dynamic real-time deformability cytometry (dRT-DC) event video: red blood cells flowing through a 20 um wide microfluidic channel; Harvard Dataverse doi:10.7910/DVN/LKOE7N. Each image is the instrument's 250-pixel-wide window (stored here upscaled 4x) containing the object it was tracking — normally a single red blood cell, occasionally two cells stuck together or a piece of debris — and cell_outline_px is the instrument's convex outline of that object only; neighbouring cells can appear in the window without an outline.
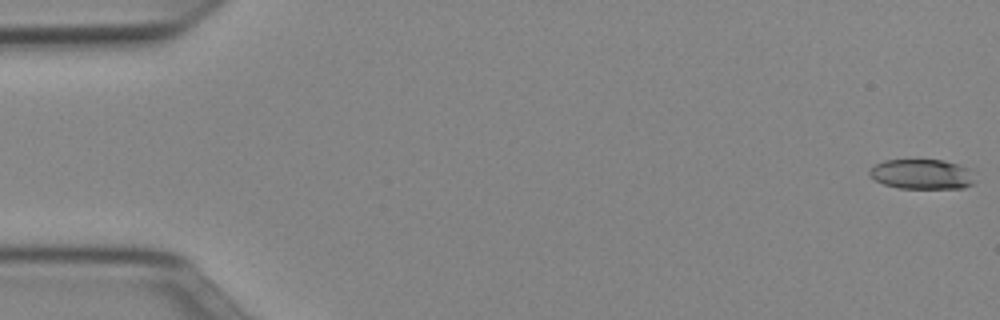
{"species": "Egyptian fruit bat (a non-hibernating species)", "species_latin": "Rousettus aegyptiacus", "temperature_condition": "cold", "stored_images_in_passage": 51, "camera_frame_rate_fps": 3000, "um_per_image_px": 0.085, "animal": {"sex": "female"}, "frame": {"image": 1, "passage_image": 1, "time_ms": 0.0, "image_size_px": [1000, 320], "cell_outline_px": [[972, 184], [964, 188], [896, 188], [884, 184], [868, 176], [868, 172], [876, 164], [884, 160], [940, 160], [960, 164], [968, 168], [972, 180]], "centroid_in_image_um": [78.31, 14.81], "position_along_channel_um": 6.7, "area_um2": 18.21}}
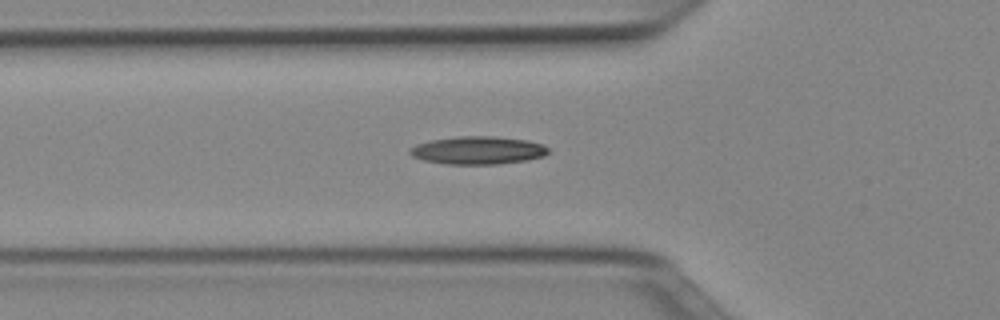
{"frame": {"image": 2, "passage_image": 18, "time_ms": 5.667, "image_size_px": [1000, 320], "cell_outline_px": [[548, 152], [544, 156], [528, 160], [500, 164], [448, 164], [424, 160], [412, 156], [408, 152], [408, 148], [416, 144], [432, 140], [456, 136], [496, 136], [528, 140], [544, 144], [548, 148]], "centroid_in_image_um": [40.63, 12.77], "position_along_channel_um": 85.2, "area_um2": 22.72}}
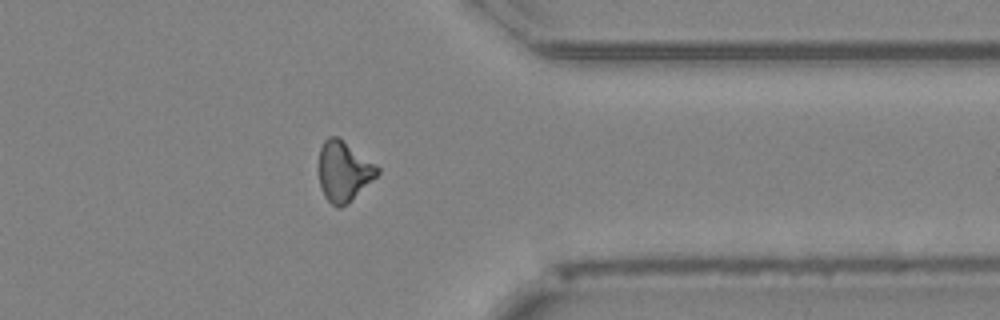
{"frame": {"image": 3, "passage_image": 41, "time_ms": 13.333, "image_size_px": [1000, 320], "cell_outline_px": [[380, 172], [348, 204], [340, 208], [332, 204], [324, 196], [320, 188], [320, 148], [324, 140], [328, 136], [340, 136], [376, 164], [380, 168]], "centroid_in_image_um": [29.23, 14.53], "position_along_channel_um": 382.2, "area_um2": 20.63}, "authors_computed_cell_mechanics": {"area_um2": 20.1144, "velocity_mm_per_s": 3.9859, "shape_relaxation_time_tau1_ms": null, "shape_relaxation_time_tau2_ms": 9.8916, "deformation_change_tau1": null, "deformation_change_tau2": 0.2332}}